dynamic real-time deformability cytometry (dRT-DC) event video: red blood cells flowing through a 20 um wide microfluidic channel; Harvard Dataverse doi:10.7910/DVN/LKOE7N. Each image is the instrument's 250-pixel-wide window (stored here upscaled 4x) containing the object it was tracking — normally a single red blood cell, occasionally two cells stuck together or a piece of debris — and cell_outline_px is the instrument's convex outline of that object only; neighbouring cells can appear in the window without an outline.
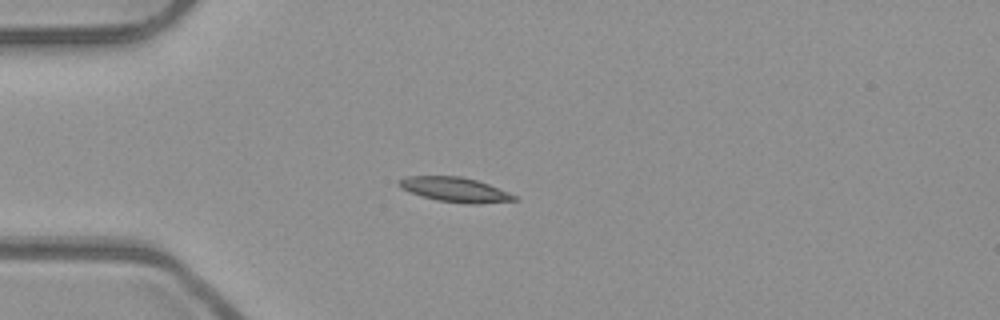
{"species": "common noctule bat (a hibernating species)", "species_latin": "Nyctalus noctula", "temperature_condition": "room temperature", "stored_images_in_passage": 39, "camera_frame_rate_fps": 3000, "um_per_image_px": 0.085, "animal": {"sex": "male", "body_mass_g": 23.1, "forearm_length_mm": 52.7}, "frame": {"image": 1, "passage_image": 1, "time_ms": 0.0, "image_size_px": [1000, 320], "cell_outline_px": [[520, 200], [476, 204], [468, 204], [436, 200], [420, 196], [400, 188], [396, 184], [396, 180], [408, 176], [460, 176], [476, 180], [488, 184], [508, 192], [516, 196]], "centroid_in_image_um": [38.63, 16.12], "position_along_channel_um": 46.4, "area_um2": 16.7}}
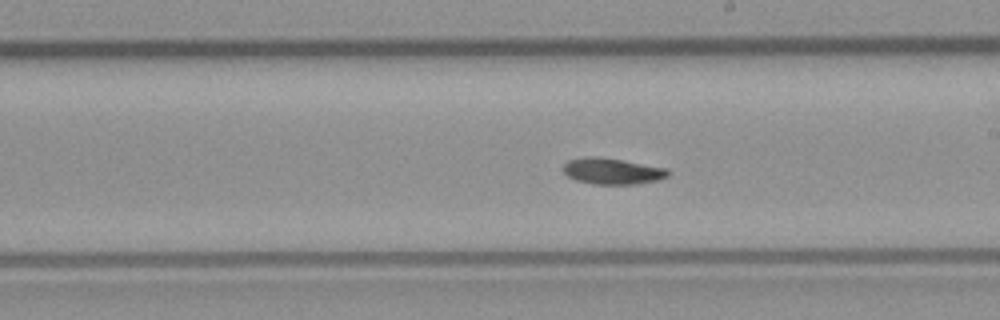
{"frame": {"image": 2, "passage_image": 17, "time_ms": 5.333, "image_size_px": [1000, 320], "cell_outline_px": [[672, 172], [668, 176], [660, 180], [636, 184], [592, 184], [576, 180], [568, 176], [564, 172], [564, 164], [568, 160], [584, 156], [592, 156], [620, 160], [668, 168]], "centroid_in_image_um": [52.08, 14.55], "position_along_channel_um": 236.9, "area_um2": 16.01}}
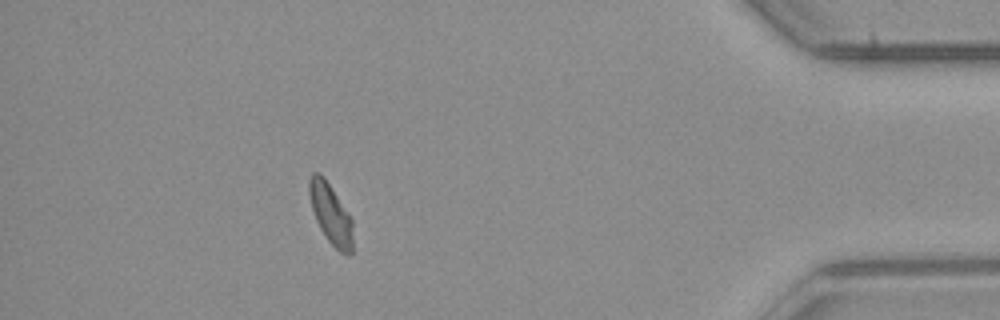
{"frame": {"image": 3, "passage_image": 34, "time_ms": 11.0, "image_size_px": [1000, 320], "cell_outline_px": [[352, 252], [348, 256], [340, 252], [328, 240], [320, 228], [316, 220], [312, 208], [308, 192], [308, 180], [312, 172], [320, 172], [324, 176], [348, 212], [352, 220]], "centroid_in_image_um": [28.1, 18.14], "position_along_channel_um": 407.1, "area_um2": 15.37}, "authors_computed_cell_mechanics": {"area_um2": 15.7794, "velocity_mm_per_s": 3.9225, "shape_relaxation_time_tau1_ms": 5.1298, "shape_relaxation_time_tau2_ms": null, "deformation_change_tau1": 0.1275, "deformation_change_tau2": null}}